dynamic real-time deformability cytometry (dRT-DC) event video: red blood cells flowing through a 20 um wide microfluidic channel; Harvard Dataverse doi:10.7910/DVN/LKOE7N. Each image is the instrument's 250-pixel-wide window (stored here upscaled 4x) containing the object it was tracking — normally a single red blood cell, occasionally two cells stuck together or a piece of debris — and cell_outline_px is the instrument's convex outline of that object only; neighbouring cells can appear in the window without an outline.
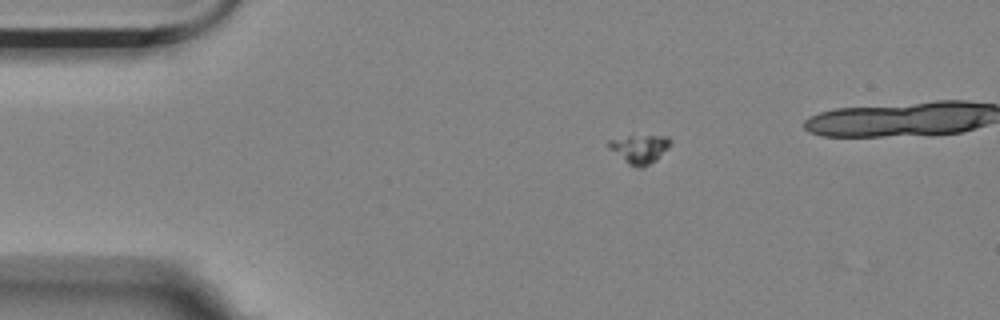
{"species": "Egyptian fruit bat (a non-hibernating species)", "species_latin": "Rousettus aegyptiacus", "temperature_condition": "room temperature", "stored_images_in_passage": 9, "camera_frame_rate_fps": 3000, "um_per_image_px": 0.085, "animal": {"sex": "female"}, "frame": {"image": 1, "passage_image": 2, "time_ms": 0.333, "image_size_px": [1000, 320], "cell_outline_px": [[672, 144], [656, 160], [644, 168], [640, 168], [628, 164], [608, 148], [608, 140], [628, 136], [668, 136], [672, 140]], "centroid_in_image_um": [54.38, 12.66], "position_along_channel_um": 30.6, "area_um2": 10.35}}
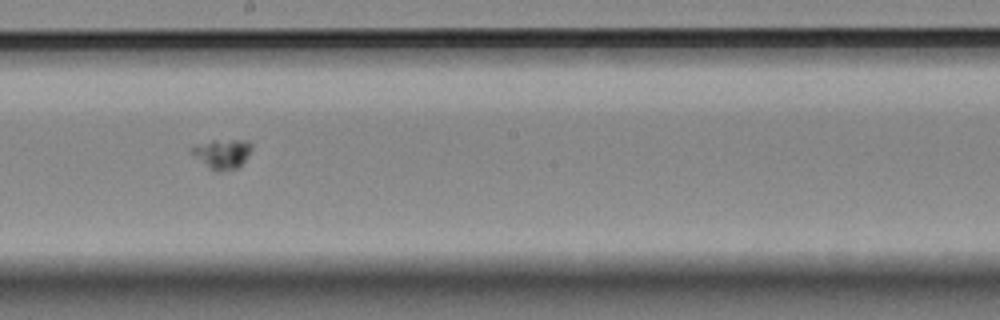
{"frame": {"image": 2, "passage_image": 8, "time_ms": 2.333, "image_size_px": [1000, 320], "cell_outline_px": [[252, 148], [248, 156], [236, 168], [220, 172], [216, 172], [208, 168], [192, 152], [192, 144], [212, 140], [248, 140], [252, 144]], "centroid_in_image_um": [18.89, 13.05], "position_along_channel_um": 229.3, "area_um2": 10.35}}